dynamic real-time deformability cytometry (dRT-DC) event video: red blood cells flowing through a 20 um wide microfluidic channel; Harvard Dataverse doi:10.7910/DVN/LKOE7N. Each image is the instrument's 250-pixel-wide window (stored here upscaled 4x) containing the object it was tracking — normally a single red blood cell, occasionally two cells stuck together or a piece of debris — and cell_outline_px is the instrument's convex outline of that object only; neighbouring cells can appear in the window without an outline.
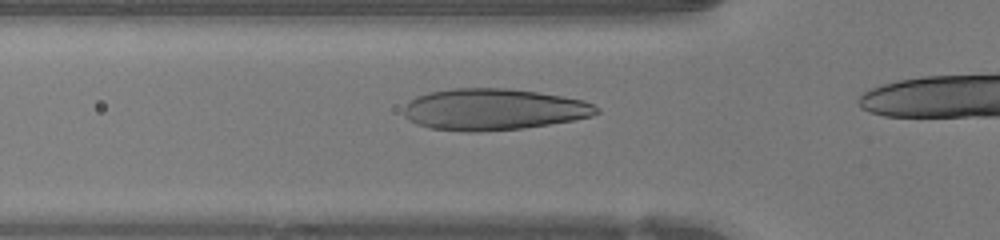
{"species": "human", "species_latin": "Homo sapiens", "temperature_condition": "warm", "stored_images_in_passage": 26, "camera_frame_rate_fps": 3000, "um_per_image_px": 0.085, "donor": {"sex": "female"}, "frame": {"image": 1, "passage_image": 4, "time_ms": 1.0, "image_size_px": [1000, 240], "cell_outline_px": [[600, 112], [592, 116], [572, 120], [524, 128], [476, 132], [468, 132], [432, 128], [416, 124], [408, 120], [404, 116], [404, 108], [416, 96], [432, 92], [452, 88], [508, 88], [536, 92], [584, 100], [600, 108]], "centroid_in_image_um": [41.95, 9.3], "position_along_channel_um": 83.8, "area_um2": 46.36}}
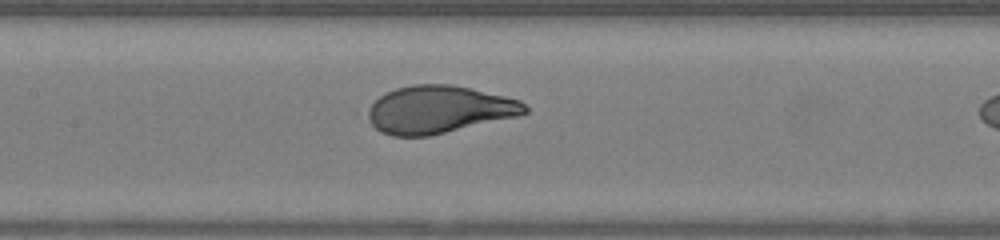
{"frame": {"image": 2, "passage_image": 10, "time_ms": 3.0, "image_size_px": [1000, 240], "cell_outline_px": [[528, 112], [520, 116], [428, 136], [392, 136], [380, 132], [372, 124], [368, 116], [368, 112], [372, 104], [380, 96], [396, 88], [412, 84], [448, 84], [468, 88], [504, 96], [520, 100], [528, 108]], "centroid_in_image_um": [37.32, 9.32], "position_along_channel_um": 170.1, "area_um2": 43.18}}
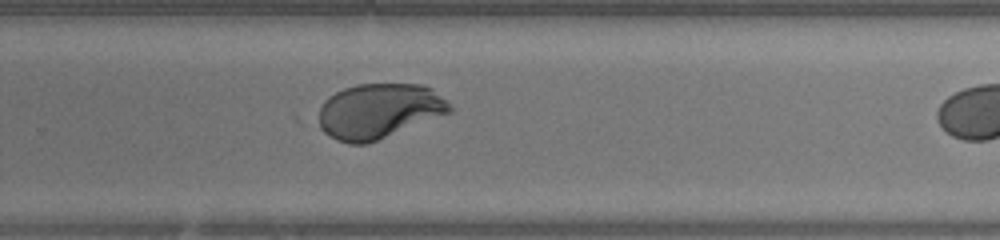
{"frame": {"image": 3, "passage_image": 19, "time_ms": 6.0, "image_size_px": [1000, 240], "cell_outline_px": [[452, 112], [368, 144], [348, 144], [336, 140], [324, 132], [320, 128], [320, 108], [324, 100], [328, 96], [344, 88], [356, 84], [424, 84], [432, 88], [452, 104]], "centroid_in_image_um": [32.24, 9.44], "position_along_channel_um": 297.6, "area_um2": 42.31}}